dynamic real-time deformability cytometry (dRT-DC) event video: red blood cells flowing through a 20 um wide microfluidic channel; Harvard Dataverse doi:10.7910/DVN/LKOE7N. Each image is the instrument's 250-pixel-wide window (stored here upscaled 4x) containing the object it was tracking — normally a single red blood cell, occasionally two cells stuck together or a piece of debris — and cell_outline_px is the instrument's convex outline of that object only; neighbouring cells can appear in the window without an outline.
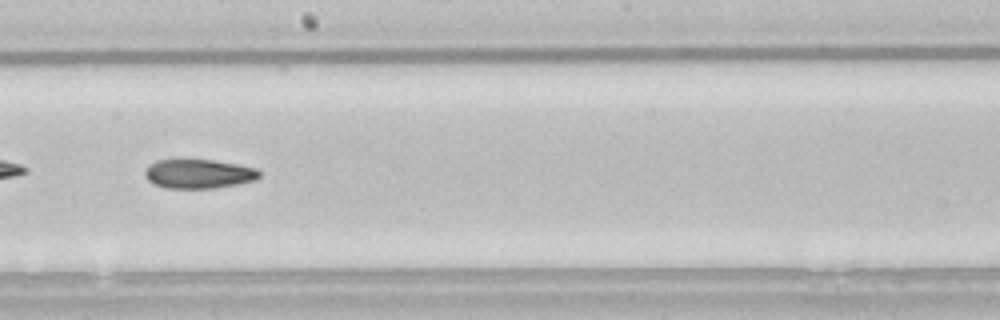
{"species": "common noctule bat (a hibernating species)", "species_latin": "Nyctalus noctula", "temperature_condition": "room temperature", "stored_images_in_passage": 39, "camera_frame_rate_fps": 3000, "um_per_image_px": 0.085, "animal": {"sex": "male", "body_mass_g": 21.5, "forearm_length_mm": 52.0}, "frame": {"image": 1, "passage_image": 17, "time_ms": 5.333, "image_size_px": [1000, 320], "cell_outline_px": [[260, 176], [256, 180], [216, 188], [168, 188], [152, 184], [148, 180], [144, 172], [148, 164], [156, 160], [212, 160], [236, 164], [256, 168], [260, 172]], "centroid_in_image_um": [16.86, 14.78], "position_along_channel_um": 231.3, "area_um2": 19.42}}